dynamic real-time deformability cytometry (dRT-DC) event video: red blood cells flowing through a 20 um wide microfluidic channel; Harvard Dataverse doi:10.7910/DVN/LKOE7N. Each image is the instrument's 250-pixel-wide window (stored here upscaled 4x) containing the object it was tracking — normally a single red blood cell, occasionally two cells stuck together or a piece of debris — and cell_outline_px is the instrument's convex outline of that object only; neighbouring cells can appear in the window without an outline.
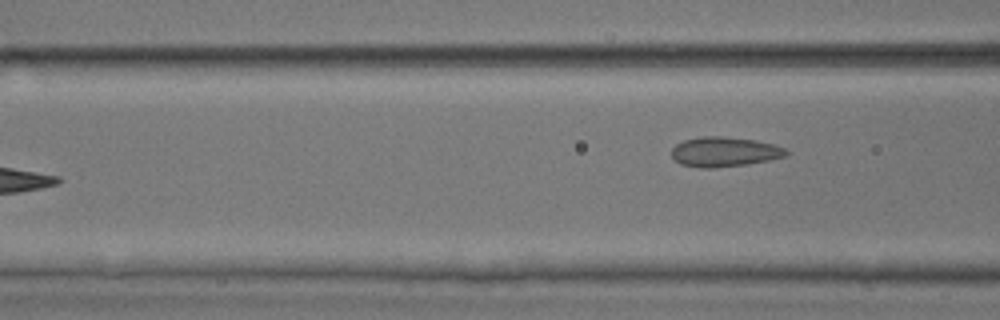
{"species": "common noctule bat (a hibernating species)", "species_latin": "Nyctalus noctula", "temperature_condition": "room temperature", "stored_images_in_passage": 4, "camera_frame_rate_fps": 3000, "um_per_image_px": 0.085, "animal": {"sex": "male", "body_mass_g": 17.9, "forearm_length_mm": 54.2}, "frame": {"image": 1, "passage_image": 4, "time_ms": 3.667, "image_size_px": [1000, 320], "cell_outline_px": [[788, 152], [784, 156], [768, 160], [748, 164], [712, 168], [700, 168], [680, 164], [672, 156], [672, 148], [676, 144], [684, 140], [700, 136], [720, 136], [756, 140], [772, 144], [784, 148]], "centroid_in_image_um": [61.53, 12.9], "position_along_channel_um": 105.1, "area_um2": 19.77}}